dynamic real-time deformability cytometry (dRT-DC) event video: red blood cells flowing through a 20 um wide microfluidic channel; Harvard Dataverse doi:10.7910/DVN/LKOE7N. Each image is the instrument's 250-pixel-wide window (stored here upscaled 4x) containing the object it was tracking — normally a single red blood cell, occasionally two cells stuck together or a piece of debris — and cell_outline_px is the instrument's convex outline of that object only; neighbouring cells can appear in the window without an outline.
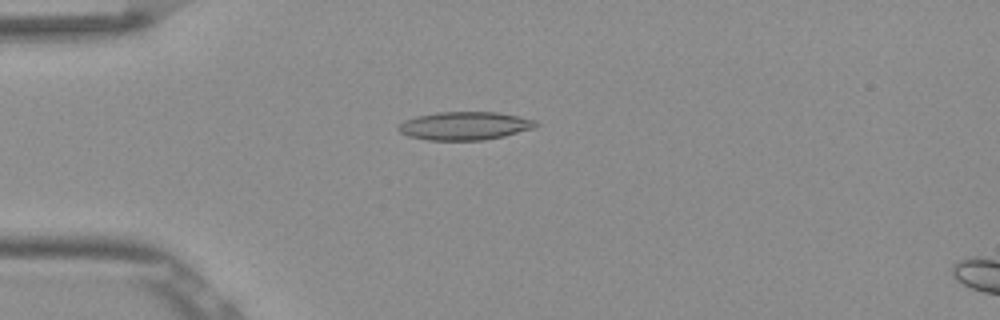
{"species": "Egyptian fruit bat (a non-hibernating species)", "species_latin": "Rousettus aegyptiacus", "temperature_condition": "room temperature", "stored_images_in_passage": 53, "camera_frame_rate_fps": 3000, "um_per_image_px": 0.085, "frame": {"image": 1, "passage_image": 14, "time_ms": 4.333, "image_size_px": [1000, 320], "cell_outline_px": [[540, 124], [532, 128], [504, 136], [484, 140], [428, 140], [408, 136], [400, 132], [396, 128], [396, 124], [404, 120], [416, 116], [436, 112], [500, 112], [536, 120]], "centroid_in_image_um": [39.46, 10.69], "position_along_channel_um": 45.5, "area_um2": 22.77}}
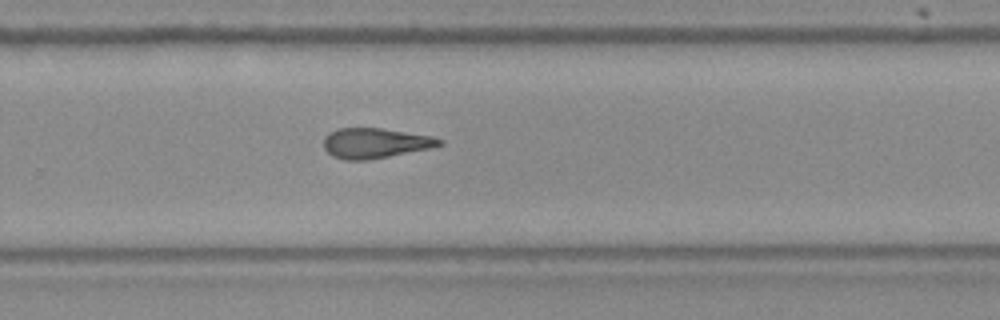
{"frame": {"image": 2, "passage_image": 35, "time_ms": 11.333, "image_size_px": [1000, 320], "cell_outline_px": [[444, 144], [432, 148], [368, 160], [344, 160], [332, 156], [324, 148], [324, 136], [328, 132], [336, 128], [380, 128], [432, 136], [444, 140]], "centroid_in_image_um": [31.88, 12.16], "position_along_channel_um": 297.9, "area_um2": 20.46}}
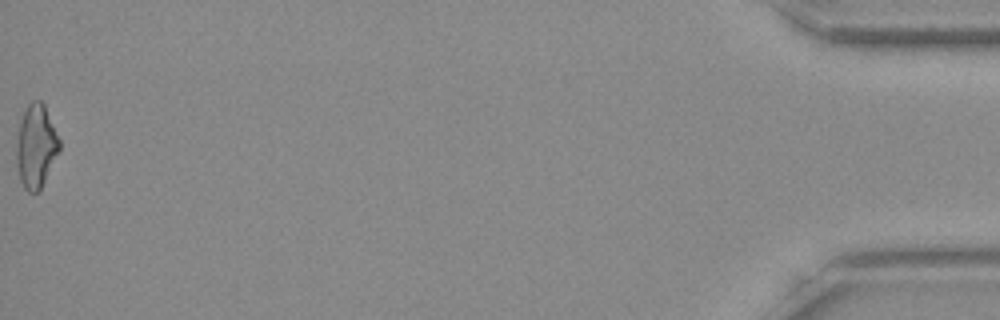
{"frame": {"image": 3, "passage_image": 53, "time_ms": 17.333, "image_size_px": [1000, 320], "cell_outline_px": [[60, 148], [40, 188], [36, 192], [28, 192], [24, 188], [20, 180], [16, 164], [16, 140], [20, 120], [28, 104], [32, 100], [40, 100], [44, 104], [60, 140]], "centroid_in_image_um": [3.03, 12.4], "position_along_channel_um": 432.2, "area_um2": 20.63}, "authors_computed_cell_mechanics": {"area_um2": 21.097, "velocity_mm_per_s": 3.8786, "shape_relaxation_time_tau1_ms": null, "shape_relaxation_time_tau2_ms": 3.8913, "deformation_change_tau1": null, "deformation_change_tau2": 0.1569}}